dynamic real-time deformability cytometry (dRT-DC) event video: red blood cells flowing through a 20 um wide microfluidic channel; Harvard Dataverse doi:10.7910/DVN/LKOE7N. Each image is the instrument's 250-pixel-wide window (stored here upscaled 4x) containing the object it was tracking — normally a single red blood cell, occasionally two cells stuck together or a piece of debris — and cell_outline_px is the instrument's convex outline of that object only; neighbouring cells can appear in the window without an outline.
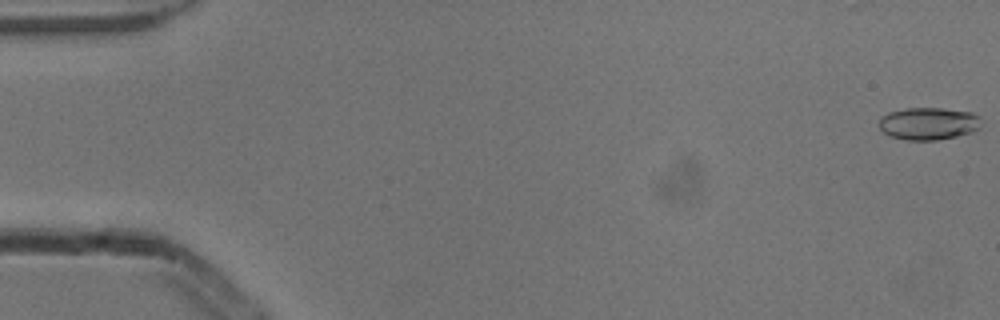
{"species": "common noctule bat (a hibernating species)", "species_latin": "Nyctalus noctula", "temperature_condition": "cold", "stored_images_in_passage": 54, "camera_frame_rate_fps": 3000, "um_per_image_px": 0.085, "animal": {"sex": "male", "body_mass_g": 13.3}, "frame": {"image": 1, "passage_image": 1, "time_ms": 0.0, "image_size_px": [1000, 320], "cell_outline_px": [[980, 128], [972, 132], [956, 136], [936, 140], [908, 140], [892, 136], [884, 132], [880, 128], [880, 116], [888, 112], [908, 108], [940, 108], [972, 112], [980, 116]], "centroid_in_image_um": [78.94, 10.49], "position_along_channel_um": 6.1, "area_um2": 19.25}}
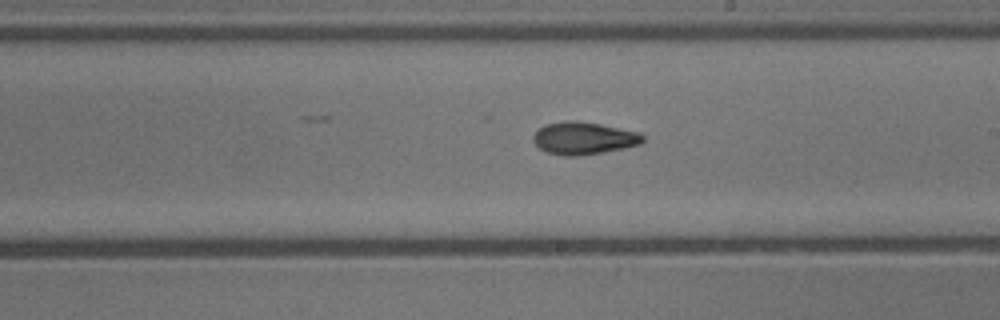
{"frame": {"image": 2, "passage_image": 31, "time_ms": 10.0, "image_size_px": [1000, 320], "cell_outline_px": [[644, 140], [640, 144], [624, 148], [576, 156], [564, 156], [548, 152], [540, 148], [532, 140], [532, 136], [544, 124], [564, 120], [576, 120], [600, 124], [640, 132], [644, 136]], "centroid_in_image_um": [49.61, 11.73], "position_along_channel_um": 239.4, "area_um2": 20.69}}
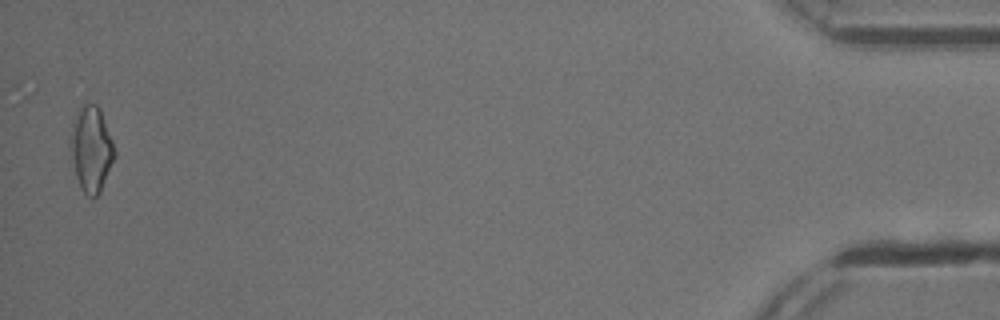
{"frame": {"image": 3, "passage_image": 53, "time_ms": 17.333, "image_size_px": [1000, 320], "cell_outline_px": [[116, 156], [100, 192], [96, 196], [88, 196], [80, 188], [76, 176], [68, 140], [76, 112], [84, 104], [96, 104], [100, 108], [112, 140], [116, 152]], "centroid_in_image_um": [7.75, 12.66], "position_along_channel_um": 427.4, "area_um2": 21.96}, "authors_computed_cell_mechanics": {"area_um2": 19.7098, "velocity_mm_per_s": 3.8712, "shape_relaxation_time_tau1_ms": 4.8542, "shape_relaxation_time_tau2_ms": 5.3908, "deformation_change_tau1": 0.1347, "deformation_change_tau2": 0.112}}